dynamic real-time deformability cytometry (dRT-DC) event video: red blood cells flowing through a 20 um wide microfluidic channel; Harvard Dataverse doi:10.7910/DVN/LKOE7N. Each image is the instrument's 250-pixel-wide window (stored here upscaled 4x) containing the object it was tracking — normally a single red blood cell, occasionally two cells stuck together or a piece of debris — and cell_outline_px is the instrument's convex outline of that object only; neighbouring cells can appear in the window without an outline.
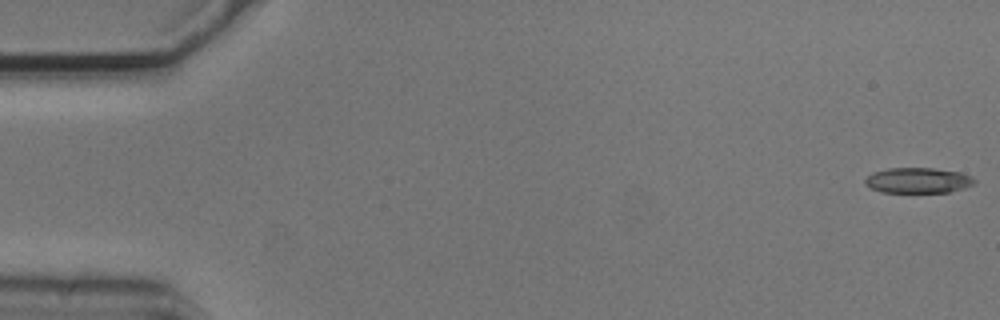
{"species": "common noctule bat (a hibernating species)", "species_latin": "Nyctalus noctula", "temperature_condition": "cold", "stored_images_in_passage": 54, "camera_frame_rate_fps": 3000, "um_per_image_px": 0.085, "animal": {"sex": "male", "body_mass_g": 20.5, "forearm_length_mm": 52.5}, "frame": {"image": 1, "passage_image": 1, "time_ms": 0.0, "image_size_px": [1000, 320], "cell_outline_px": [[976, 184], [964, 188], [948, 192], [880, 192], [864, 184], [864, 180], [872, 172], [888, 168], [932, 168], [960, 172], [972, 176], [976, 180]], "centroid_in_image_um": [78.04, 15.33], "position_along_channel_um": 7.0, "area_um2": 16.3}}
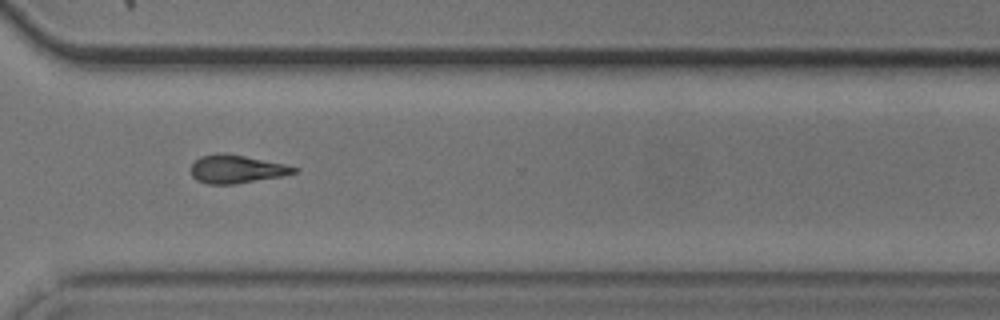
{"frame": {"image": 2, "passage_image": 40, "time_ms": 13.0, "image_size_px": [1000, 320], "cell_outline_px": [[300, 168], [296, 172], [284, 176], [236, 184], [208, 184], [196, 180], [192, 176], [192, 164], [200, 156], [216, 152], [224, 152], [284, 164]], "centroid_in_image_um": [20.1, 14.37], "position_along_channel_um": 350.5, "area_um2": 17.05}}
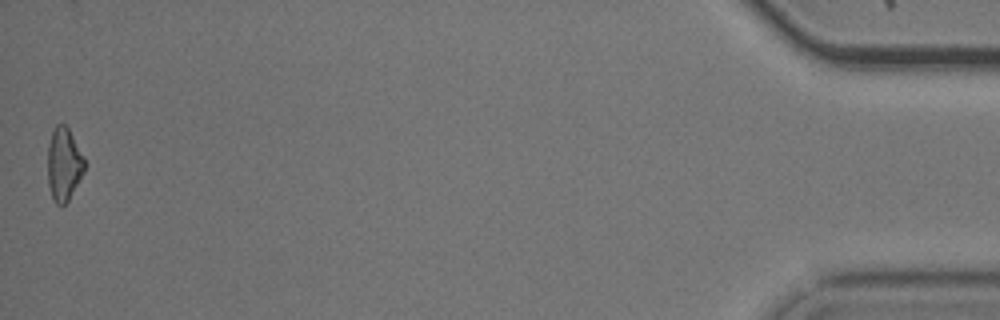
{"frame": {"image": 3, "passage_image": 54, "time_ms": 17.667, "image_size_px": [1000, 320], "cell_outline_px": [[84, 172], [68, 200], [64, 204], [56, 204], [52, 196], [48, 184], [48, 144], [52, 132], [56, 124], [64, 124], [68, 128], [84, 156]], "centroid_in_image_um": [5.42, 13.94], "position_along_channel_um": 429.8, "area_um2": 15.49}}